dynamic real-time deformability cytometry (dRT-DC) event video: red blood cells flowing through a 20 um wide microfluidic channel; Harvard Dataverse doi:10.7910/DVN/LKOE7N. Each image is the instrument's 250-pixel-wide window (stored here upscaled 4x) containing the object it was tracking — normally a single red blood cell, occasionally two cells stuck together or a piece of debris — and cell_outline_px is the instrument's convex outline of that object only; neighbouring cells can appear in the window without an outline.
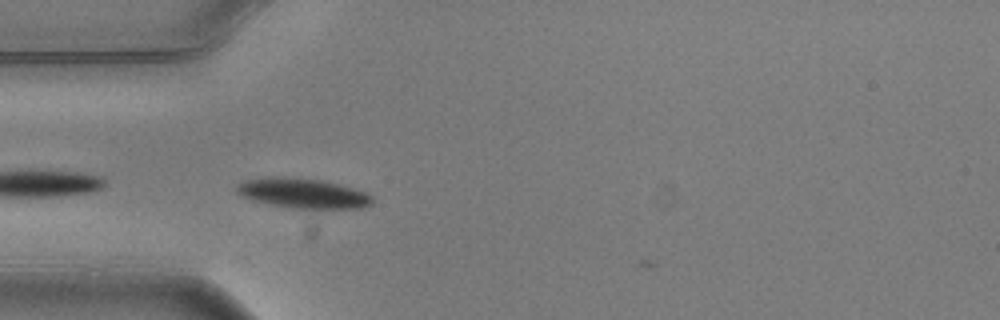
{"species": "common noctule bat (a hibernating species)", "species_latin": "Nyctalus noctula", "temperature_condition": "warm", "stored_images_in_passage": 3, "camera_frame_rate_fps": 3000, "um_per_image_px": 0.085, "animal": {"sex": "male", "body_mass_g": 20.5, "forearm_length_mm": 52.5}, "frame": {"image": 1, "passage_image": 3, "time_ms": 0.667, "image_size_px": [1000, 320], "cell_outline_px": [[372, 204], [360, 208], [292, 208], [252, 200], [236, 192], [236, 184], [244, 180], [264, 176], [280, 176], [320, 180], [352, 188], [364, 192], [372, 196]], "centroid_in_image_um": [25.69, 16.41], "position_along_channel_um": 59.3, "area_um2": 23.41}}